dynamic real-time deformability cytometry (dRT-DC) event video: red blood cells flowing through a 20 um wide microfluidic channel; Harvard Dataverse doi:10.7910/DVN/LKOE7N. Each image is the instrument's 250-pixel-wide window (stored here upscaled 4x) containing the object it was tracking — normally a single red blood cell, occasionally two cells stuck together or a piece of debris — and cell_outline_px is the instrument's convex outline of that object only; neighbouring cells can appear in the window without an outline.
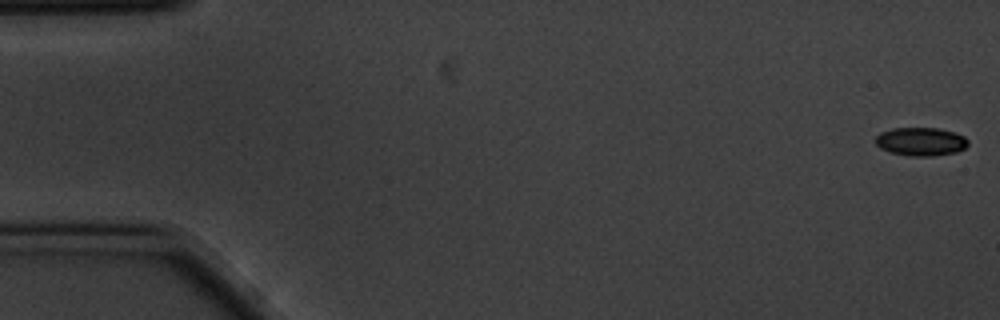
{"species": "common noctule bat (a hibernating species)", "species_latin": "Nyctalus noctula", "temperature_condition": "cold", "stored_images_in_passage": 57, "camera_frame_rate_fps": 3000, "um_per_image_px": 0.085, "animal": {"sex": "male", "body_mass_g": 20.1, "forearm_length_mm": 53.5}, "frame": {"image": 1, "passage_image": 1, "time_ms": 0.0, "image_size_px": [1000, 320], "cell_outline_px": [[968, 144], [964, 148], [956, 152], [932, 156], [912, 156], [892, 152], [880, 148], [876, 144], [876, 136], [880, 132], [892, 128], [940, 128], [964, 136], [968, 140]], "centroid_in_image_um": [78.27, 12.02], "position_along_channel_um": 6.7, "area_um2": 15.2}}
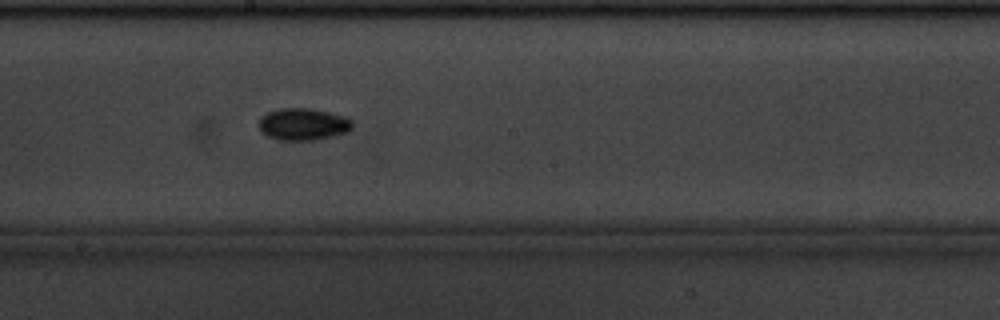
{"frame": {"image": 2, "passage_image": 31, "time_ms": 10.0, "image_size_px": [1000, 320], "cell_outline_px": [[352, 128], [348, 132], [320, 140], [276, 140], [268, 136], [260, 128], [260, 116], [268, 112], [280, 108], [308, 108], [348, 116], [352, 120]], "centroid_in_image_um": [25.81, 10.56], "position_along_channel_um": 222.4, "area_um2": 17.63}}
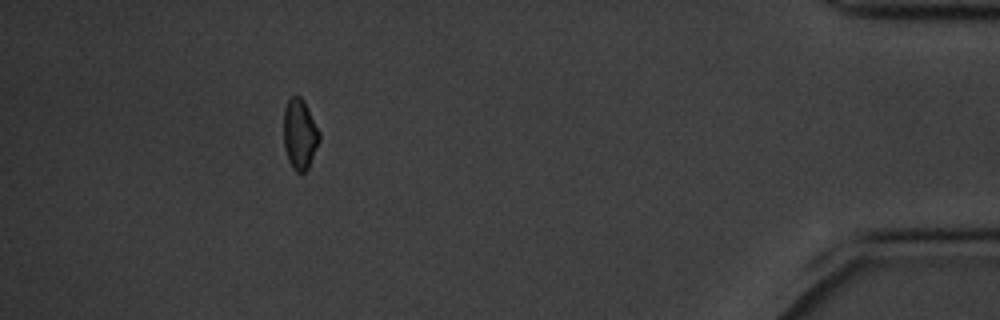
{"frame": {"image": 3, "passage_image": 52, "time_ms": 17.0, "image_size_px": [1000, 320], "cell_outline_px": [[320, 140], [308, 168], [304, 172], [296, 172], [292, 168], [288, 160], [284, 148], [284, 108], [288, 100], [292, 96], [300, 96], [304, 100], [320, 132]], "centroid_in_image_um": [25.48, 11.4], "position_along_channel_um": 409.7, "area_um2": 14.68}}